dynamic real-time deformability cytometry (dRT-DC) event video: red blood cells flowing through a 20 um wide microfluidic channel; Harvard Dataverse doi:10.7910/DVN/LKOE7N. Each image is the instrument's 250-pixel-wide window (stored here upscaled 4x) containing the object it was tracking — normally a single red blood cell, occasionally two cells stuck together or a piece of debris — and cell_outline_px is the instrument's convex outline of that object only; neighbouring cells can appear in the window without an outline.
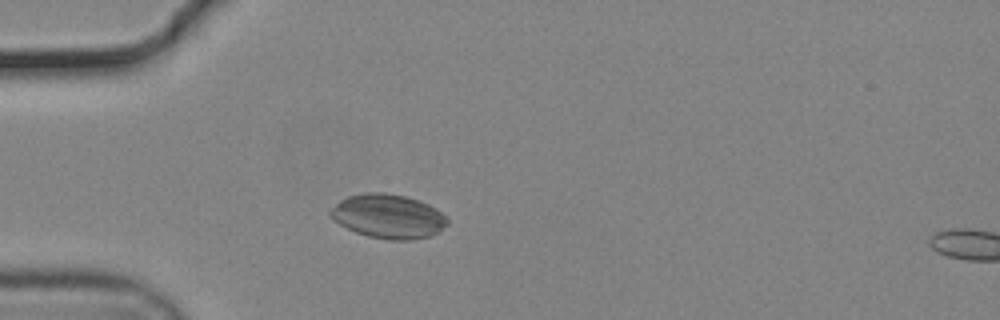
{"species": "common noctule bat (a hibernating species)", "species_latin": "Nyctalus noctula", "temperature_condition": "cold", "stored_images_in_passage": 46, "camera_frame_rate_fps": 3000, "um_per_image_px": 0.085, "animal": {"sex": "male", "body_mass_g": 19.2, "forearm_length_mm": 51.8}, "frame": {"image": 1, "passage_image": 12, "time_ms": 3.667, "image_size_px": [1000, 320], "cell_outline_px": [[448, 224], [436, 232], [428, 236], [408, 240], [388, 240], [368, 236], [356, 232], [332, 220], [328, 216], [328, 212], [340, 200], [348, 196], [364, 192], [384, 192], [404, 196], [428, 204], [436, 208], [448, 220]], "centroid_in_image_um": [32.95, 18.38], "position_along_channel_um": 52.0, "area_um2": 29.88}}
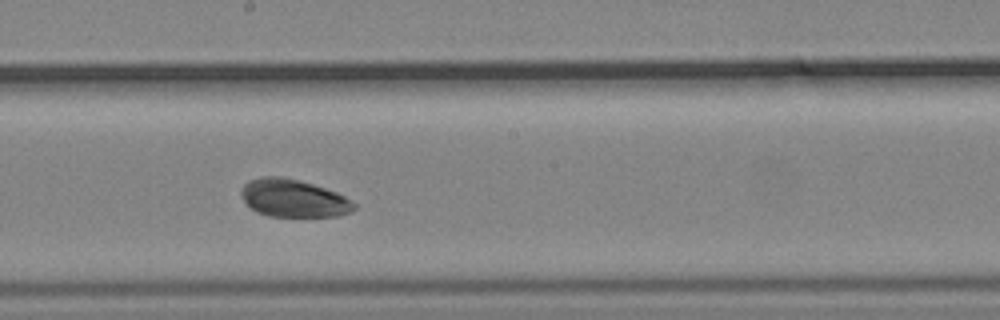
{"frame": {"image": 2, "passage_image": 27, "time_ms": 8.667, "image_size_px": [1000, 320], "cell_outline_px": [[356, 208], [352, 212], [336, 216], [268, 216], [256, 212], [244, 200], [240, 192], [240, 188], [248, 180], [260, 176], [280, 176], [312, 184], [336, 192], [344, 196], [356, 204]], "centroid_in_image_um": [24.92, 16.85], "position_along_channel_um": 223.3, "area_um2": 24.74}}
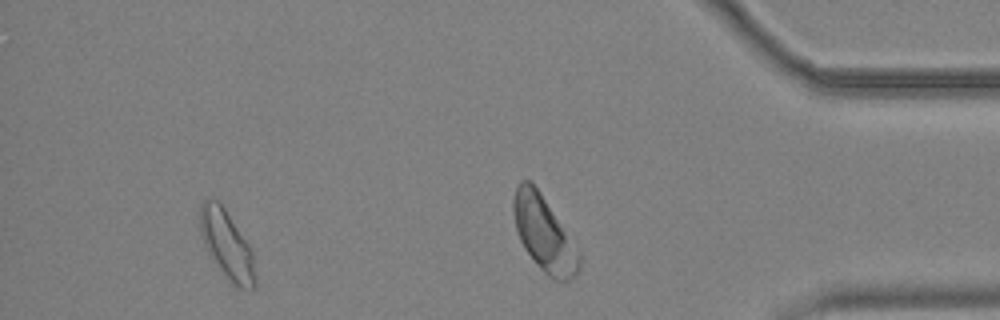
{"frame": {"image": 3, "passage_image": 42, "time_ms": 13.667, "image_size_px": [1000, 320], "cell_outline_px": [[252, 288], [240, 288], [212, 260], [204, 244], [200, 232], [200, 204], [204, 200], [212, 196], [224, 208], [252, 248]], "centroid_in_image_um": [19.21, 20.67], "position_along_channel_um": 416.0, "area_um2": 20.92}, "authors_computed_cell_mechanics": {"area_um2": 26.0678, "velocity_mm_per_s": 3.674, "shape_relaxation_time_tau1_ms": 1.3145, "shape_relaxation_time_tau2_ms": 5.7545, "deformation_change_tau1": 0.043, "deformation_change_tau2": 0.0746}}